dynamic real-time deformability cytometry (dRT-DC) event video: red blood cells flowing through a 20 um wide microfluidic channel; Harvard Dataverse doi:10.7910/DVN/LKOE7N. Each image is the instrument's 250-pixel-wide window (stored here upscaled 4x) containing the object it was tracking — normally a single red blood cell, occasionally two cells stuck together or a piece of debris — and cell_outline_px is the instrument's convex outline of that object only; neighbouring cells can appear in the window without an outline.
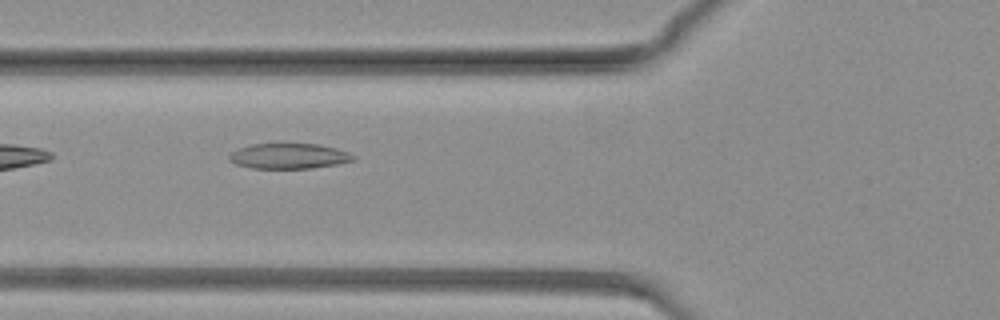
{"species": "common noctule bat (a hibernating species)", "species_latin": "Nyctalus noctula", "temperature_condition": "warm", "stored_images_in_passage": 52, "camera_frame_rate_fps": 3000, "um_per_image_px": 0.085, "animal": {"sex": "female", "body_mass_g": 19.3, "forearm_length_mm": 54.1}, "frame": {"image": 1, "passage_image": 7, "time_ms": 2.0, "image_size_px": [1000, 320], "cell_outline_px": [[356, 160], [336, 164], [312, 168], [252, 168], [236, 164], [228, 160], [228, 156], [232, 152], [240, 148], [252, 144], [316, 144], [336, 148], [348, 152], [356, 156]], "centroid_in_image_um": [24.57, 13.27], "position_along_channel_um": 101.2, "area_um2": 18.21}}
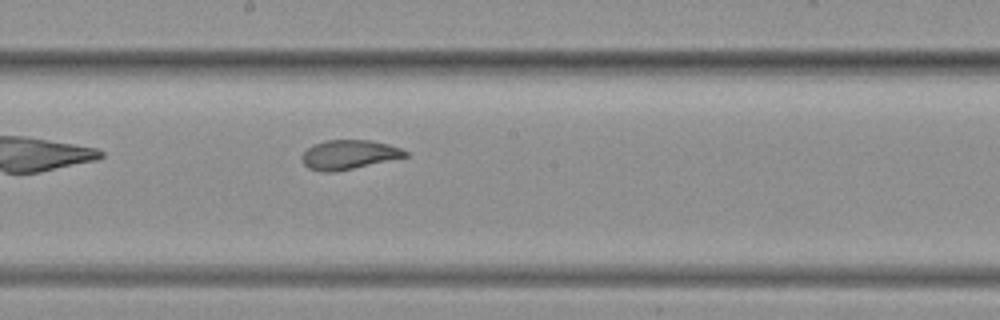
{"frame": {"image": 2, "passage_image": 21, "time_ms": 6.667, "image_size_px": [1000, 320], "cell_outline_px": [[408, 156], [336, 172], [320, 172], [308, 168], [304, 164], [300, 156], [312, 144], [324, 140], [372, 140], [388, 144], [400, 148], [408, 152]], "centroid_in_image_um": [29.62, 13.14], "position_along_channel_um": 218.6, "area_um2": 17.74}}
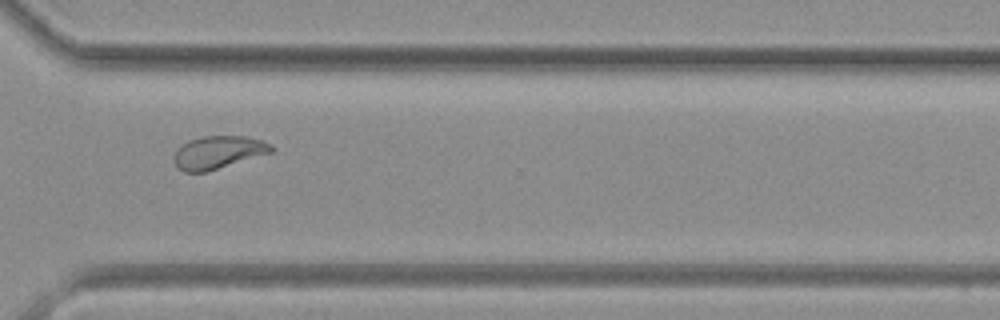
{"frame": {"image": 3, "passage_image": 37, "time_ms": 12.0, "image_size_px": [1000, 320], "cell_outline_px": [[276, 148], [272, 152], [208, 172], [184, 172], [176, 168], [172, 160], [172, 156], [188, 140], [204, 136], [248, 136], [272, 144]], "centroid_in_image_um": [18.54, 12.96], "position_along_channel_um": 352.1, "area_um2": 18.84}}